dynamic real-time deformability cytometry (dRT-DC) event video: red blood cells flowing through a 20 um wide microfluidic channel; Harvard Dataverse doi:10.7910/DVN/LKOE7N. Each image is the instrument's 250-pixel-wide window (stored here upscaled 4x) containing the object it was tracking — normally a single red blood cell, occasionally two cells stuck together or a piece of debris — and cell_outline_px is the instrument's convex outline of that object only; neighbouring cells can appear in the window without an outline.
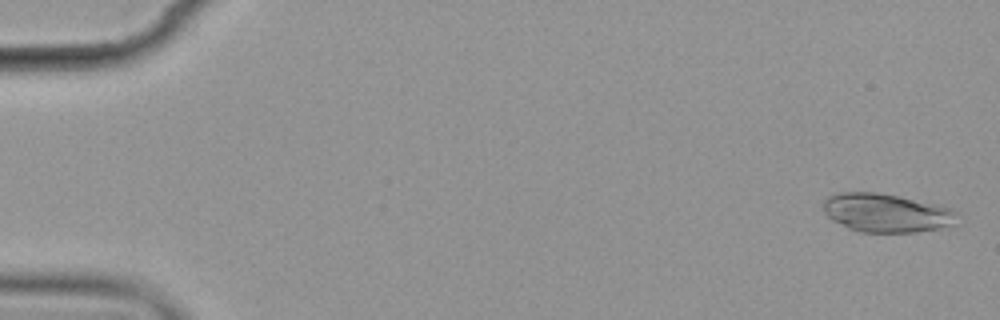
{"species": "common noctule bat (a hibernating species)", "species_latin": "Nyctalus noctula", "temperature_condition": "cold", "stored_images_in_passage": 5, "camera_frame_rate_fps": 3000, "um_per_image_px": 0.085, "animal": {"sex": "female", "body_mass_g": 19.9}, "frame": {"image": 1, "passage_image": 1, "time_ms": 0.0, "image_size_px": [1000, 320], "cell_outline_px": [[956, 224], [940, 228], [916, 232], [860, 232], [848, 228], [832, 220], [824, 212], [824, 200], [828, 196], [840, 192], [876, 192], [900, 196], [952, 208], [956, 212]], "centroid_in_image_um": [75.34, 18.09], "position_along_channel_um": 9.7, "area_um2": 30.11}}
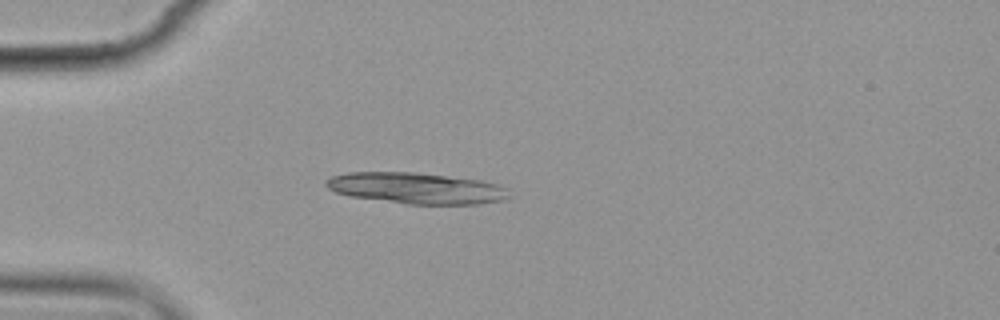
{"frame": {"image": 2, "passage_image": 5, "time_ms": 4.667, "image_size_px": [1000, 320], "cell_outline_px": [[508, 196], [504, 200], [480, 204], [408, 204], [352, 196], [336, 192], [328, 188], [324, 184], [324, 180], [332, 176], [348, 172], [412, 172], [480, 180], [496, 184], [508, 188]], "centroid_in_image_um": [35.38, 15.99], "position_along_channel_um": 49.6, "area_um2": 33.0}}